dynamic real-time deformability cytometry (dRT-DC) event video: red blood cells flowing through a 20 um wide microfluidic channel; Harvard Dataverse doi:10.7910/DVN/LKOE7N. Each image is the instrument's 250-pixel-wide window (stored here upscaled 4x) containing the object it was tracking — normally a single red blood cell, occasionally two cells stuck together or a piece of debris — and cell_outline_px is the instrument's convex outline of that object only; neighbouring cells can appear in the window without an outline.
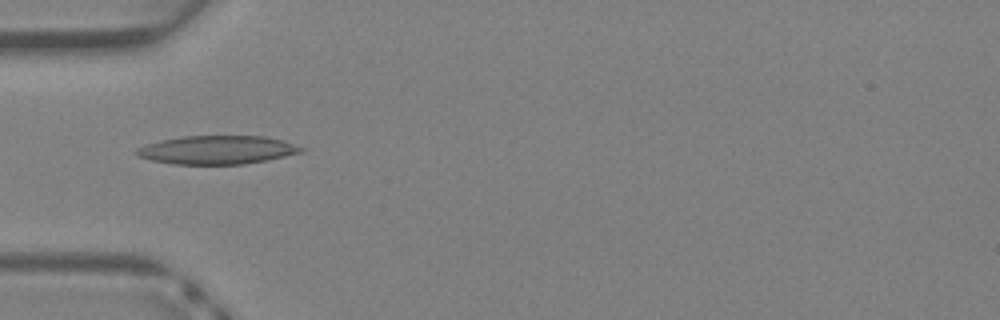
{"species": "Egyptian fruit bat (a non-hibernating species)", "species_latin": "Rousettus aegyptiacus", "temperature_condition": "warm", "stored_images_in_passage": 33, "camera_frame_rate_fps": 3000, "um_per_image_px": 0.085, "animal": {"sex": "female"}, "frame": {"image": 1, "passage_image": 7, "time_ms": 2.0, "image_size_px": [1000, 320], "cell_outline_px": [[304, 152], [268, 160], [244, 164], [172, 164], [152, 160], [136, 156], [132, 152], [136, 148], [160, 140], [184, 136], [264, 136], [284, 140], [304, 148]], "centroid_in_image_um": [18.45, 12.74], "position_along_channel_um": 66.5, "area_um2": 27.51}}
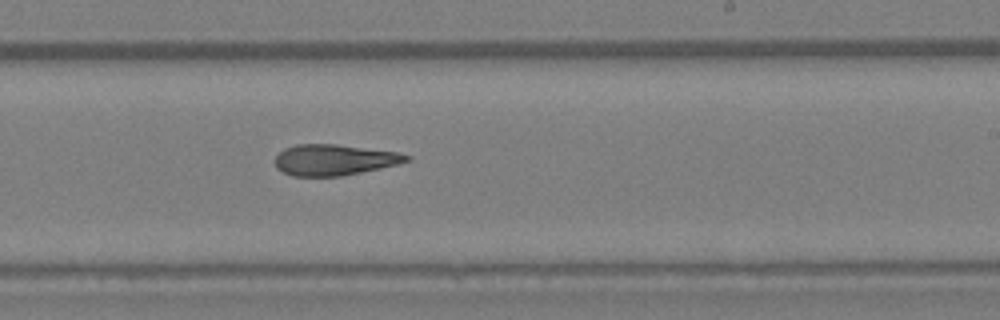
{"frame": {"image": 2, "passage_image": 18, "time_ms": 5.667, "image_size_px": [1000, 320], "cell_outline_px": [[412, 160], [400, 164], [340, 176], [292, 176], [276, 168], [272, 160], [284, 148], [296, 144], [336, 144], [400, 152], [412, 156]], "centroid_in_image_um": [28.42, 13.58], "position_along_channel_um": 260.6, "area_um2": 23.99}}
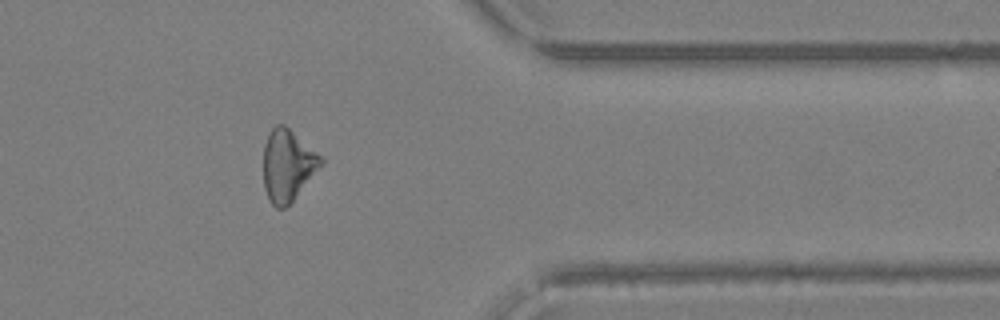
{"frame": {"image": 3, "passage_image": 26, "time_ms": 8.333, "image_size_px": [1000, 320], "cell_outline_px": [[324, 164], [292, 200], [284, 208], [276, 208], [268, 200], [264, 188], [264, 144], [272, 128], [276, 124], [284, 124], [320, 156], [324, 160]], "centroid_in_image_um": [24.43, 14.07], "position_along_channel_um": 387.0, "area_um2": 23.64}}